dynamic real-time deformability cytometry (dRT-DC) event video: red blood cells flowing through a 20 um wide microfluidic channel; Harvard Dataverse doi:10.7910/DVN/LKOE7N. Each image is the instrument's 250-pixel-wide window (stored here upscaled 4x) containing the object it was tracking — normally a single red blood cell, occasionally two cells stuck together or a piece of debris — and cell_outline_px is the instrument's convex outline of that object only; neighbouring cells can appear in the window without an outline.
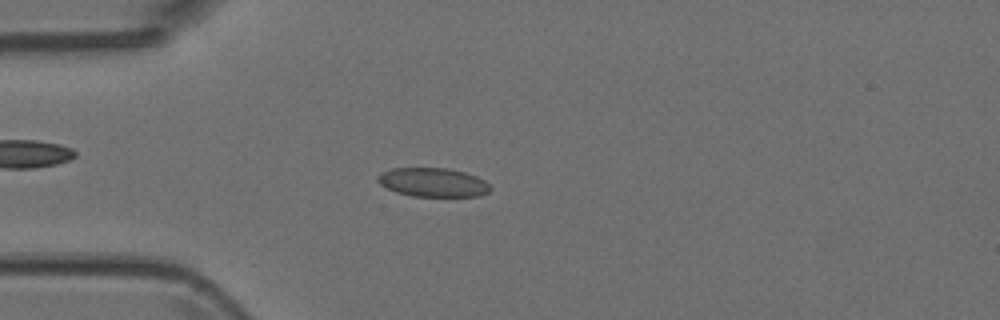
{"species": "Egyptian fruit bat (a non-hibernating species)", "species_latin": "Rousettus aegyptiacus", "temperature_condition": "room temperature", "stored_images_in_passage": 3, "camera_frame_rate_fps": 3000, "um_per_image_px": 0.085, "animal": {"sex": "female"}, "frame": {"image": 1, "passage_image": 3, "time_ms": 0.667, "image_size_px": [1000, 320], "cell_outline_px": [[492, 188], [488, 192], [480, 196], [412, 196], [396, 192], [380, 184], [376, 180], [376, 176], [380, 172], [392, 168], [448, 168], [464, 172], [476, 176], [484, 180]], "centroid_in_image_um": [36.78, 15.49], "position_along_channel_um": 48.2, "area_um2": 19.02}}